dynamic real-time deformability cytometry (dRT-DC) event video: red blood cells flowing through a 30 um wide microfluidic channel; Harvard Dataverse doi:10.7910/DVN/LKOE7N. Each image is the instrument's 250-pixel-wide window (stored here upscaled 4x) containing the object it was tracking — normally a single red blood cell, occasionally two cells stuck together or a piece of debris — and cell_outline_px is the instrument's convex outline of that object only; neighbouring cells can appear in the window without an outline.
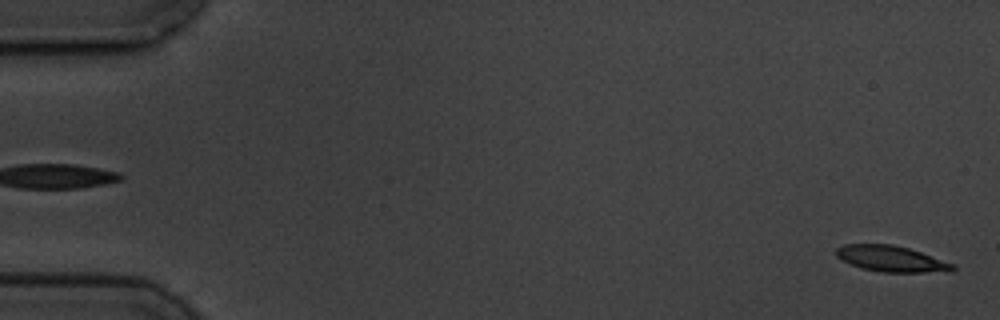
{"species": "common noctule bat (a hibernating species)", "species_latin": "Nyctalus noctula", "temperature_condition": "cold", "stored_images_in_passage": 5, "segment_of_instrument_passage": [2, 2], "camera_frame_rate_fps": 3000, "um_per_image_px": 0.085, "animal": {"sex": "male", "body_mass_g": 19.5, "forearm_length_mm": 54.6}, "frame": {"image": 1, "passage_image": 5, "time_ms": 6.0, "image_size_px": [1000, 320], "cell_outline_px": [[956, 268], [952, 272], [880, 272], [860, 268], [836, 256], [836, 248], [844, 244], [892, 244], [908, 248], [956, 264]], "centroid_in_image_um": [75.8, 22.0], "position_along_channel_um": 9.2, "area_um2": 17.69}}